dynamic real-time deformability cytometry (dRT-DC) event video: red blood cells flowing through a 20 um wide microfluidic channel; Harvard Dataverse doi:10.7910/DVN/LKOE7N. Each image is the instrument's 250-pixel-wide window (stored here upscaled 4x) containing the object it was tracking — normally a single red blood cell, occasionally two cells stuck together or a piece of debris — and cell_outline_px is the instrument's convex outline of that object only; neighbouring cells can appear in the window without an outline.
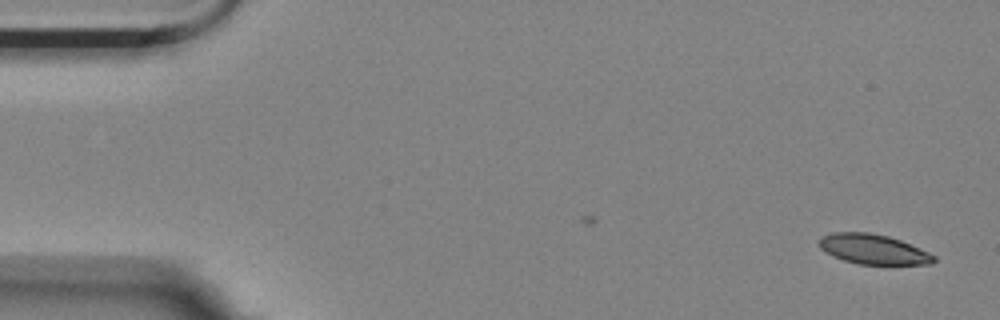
{"species": "Egyptian fruit bat (a non-hibernating species)", "species_latin": "Rousettus aegyptiacus", "temperature_condition": "room temperature", "stored_images_in_passage": 3, "camera_frame_rate_fps": 3000, "um_per_image_px": 0.085, "animal": {"sex": "female"}, "frame": {"image": 1, "passage_image": 3, "time_ms": 0.667, "image_size_px": [1000, 320], "cell_outline_px": [[936, 260], [932, 264], [860, 264], [844, 260], [832, 256], [824, 252], [820, 248], [820, 240], [824, 236], [832, 232], [868, 232], [888, 236], [900, 240], [928, 252], [936, 256]], "centroid_in_image_um": [74.23, 21.19], "position_along_channel_um": 10.8, "area_um2": 19.83}}